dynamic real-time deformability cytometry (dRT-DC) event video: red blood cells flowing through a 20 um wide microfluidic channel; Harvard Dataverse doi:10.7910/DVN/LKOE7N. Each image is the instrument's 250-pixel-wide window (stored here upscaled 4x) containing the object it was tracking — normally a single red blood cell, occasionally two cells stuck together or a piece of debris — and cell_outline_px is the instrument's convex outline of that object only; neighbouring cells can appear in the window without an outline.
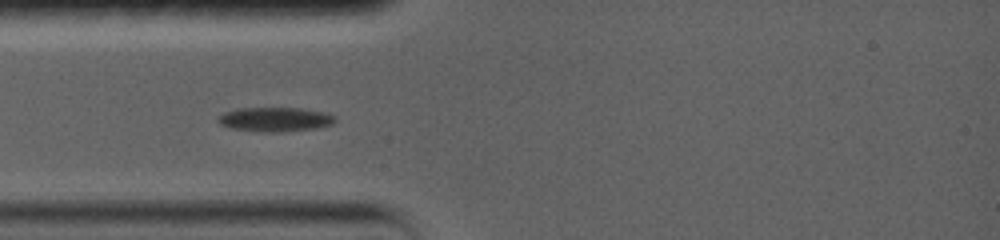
{"species": "common noctule bat (a hibernating species)", "species_latin": "Nyctalus noctula", "temperature_condition": "warm", "stored_images_in_passage": 9, "camera_frame_rate_fps": 5000, "um_per_image_px": 0.085, "animal": {"sex": "female", "body_mass_g": 19.0, "forearm_length_mm": 56.7}, "frame": {"image": 1, "passage_image": 6, "time_ms": 3.8, "image_size_px": [1000, 240], "cell_outline_px": [[336, 120], [332, 124], [316, 128], [280, 132], [268, 132], [232, 128], [220, 124], [216, 120], [224, 112], [240, 108], [300, 108], [324, 112], [332, 116]], "centroid_in_image_um": [23.37, 10.14], "position_along_channel_um": 61.6, "area_um2": 16.3}}
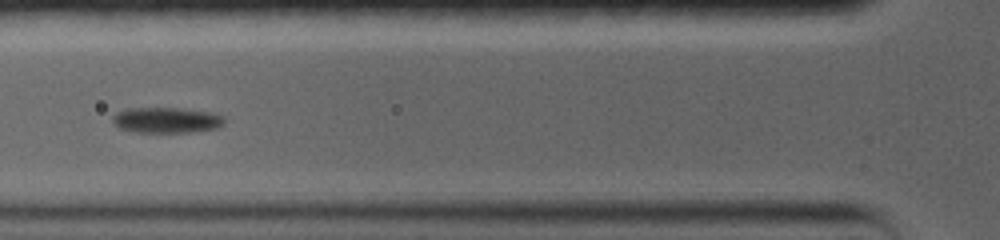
{"frame": {"image": 2, "passage_image": 7, "time_ms": 5.2, "image_size_px": [1000, 240], "cell_outline_px": [[224, 124], [216, 128], [192, 132], [136, 132], [120, 128], [112, 124], [112, 116], [116, 112], [124, 108], [184, 108], [212, 112], [224, 116]], "centroid_in_image_um": [14.13, 10.2], "position_along_channel_um": 111.7, "area_um2": 16.94}}
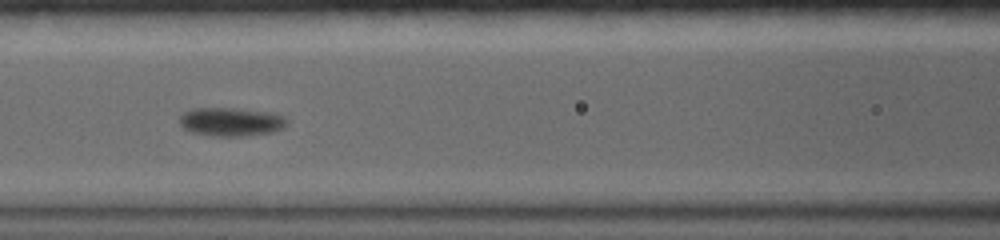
{"frame": {"image": 3, "passage_image": 8, "time_ms": 6.2, "image_size_px": [1000, 240], "cell_outline_px": [[288, 124], [284, 128], [272, 132], [248, 136], [212, 136], [192, 132], [184, 128], [180, 124], [180, 116], [184, 112], [192, 108], [236, 108], [268, 112], [284, 116], [288, 120]], "centroid_in_image_um": [19.66, 10.35], "position_along_channel_um": 146.9, "area_um2": 18.03}}